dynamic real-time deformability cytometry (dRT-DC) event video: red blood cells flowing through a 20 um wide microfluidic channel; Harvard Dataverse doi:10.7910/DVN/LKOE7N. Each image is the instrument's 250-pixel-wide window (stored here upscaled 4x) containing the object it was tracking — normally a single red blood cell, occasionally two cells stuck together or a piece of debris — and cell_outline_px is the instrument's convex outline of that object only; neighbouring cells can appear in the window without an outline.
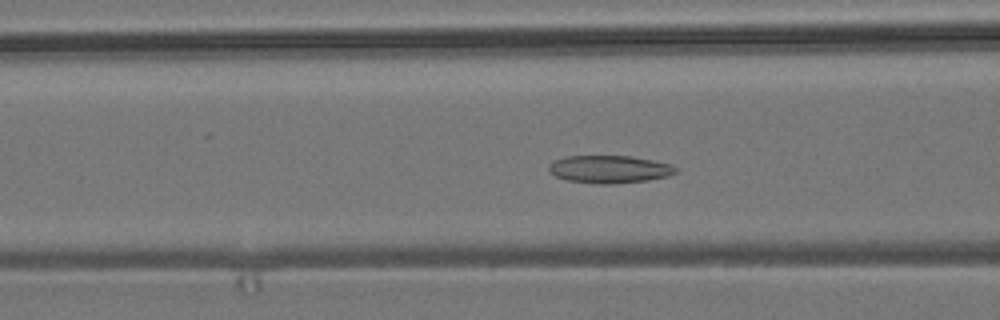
{"species": "common noctule bat (a hibernating species)", "species_latin": "Nyctalus noctula", "temperature_condition": "room temperature", "stored_images_in_passage": 54, "camera_frame_rate_fps": 3000, "um_per_image_px": 0.085, "animal": {"sex": "male", "body_mass_g": 19.2, "forearm_length_mm": 51.8}, "frame": {"image": 1, "passage_image": 19, "time_ms": 6.0, "image_size_px": [1000, 320], "cell_outline_px": [[676, 172], [668, 176], [648, 180], [608, 184], [596, 184], [568, 180], [556, 176], [548, 172], [548, 164], [552, 160], [564, 156], [632, 156], [672, 164], [676, 168]], "centroid_in_image_um": [51.75, 14.38], "position_along_channel_um": 114.8, "area_um2": 20.58}}
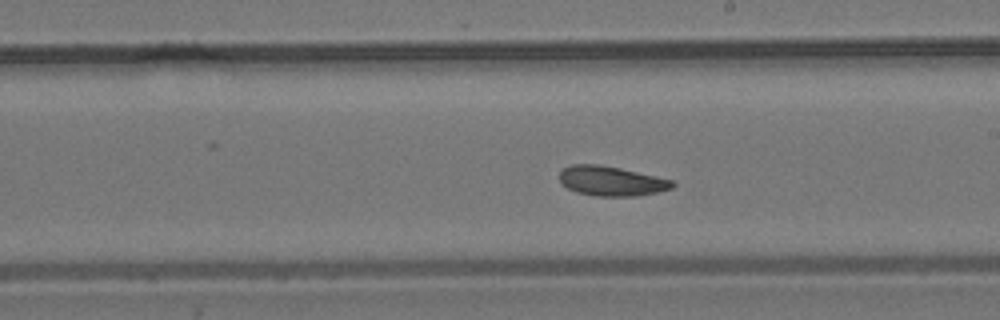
{"frame": {"image": 2, "passage_image": 29, "time_ms": 9.333, "image_size_px": [1000, 320], "cell_outline_px": [[676, 184], [672, 188], [656, 192], [636, 196], [596, 196], [576, 192], [560, 184], [560, 172], [564, 168], [572, 164], [600, 164], [620, 168], [656, 176], [672, 180]], "centroid_in_image_um": [51.94, 15.38], "position_along_channel_um": 237.1, "area_um2": 19.54}}
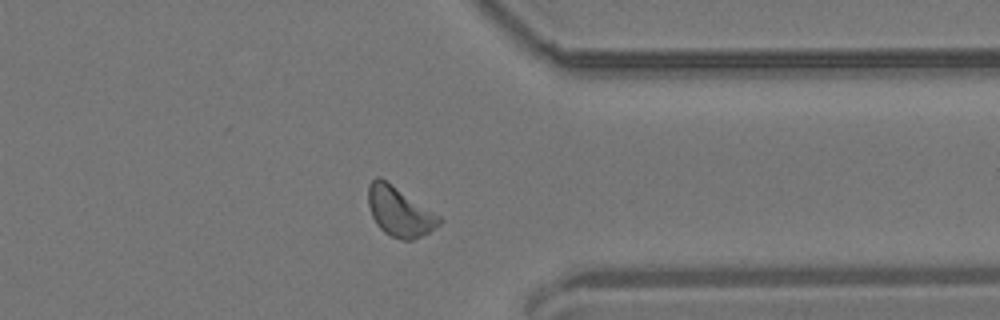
{"frame": {"image": 3, "passage_image": 41, "time_ms": 13.333, "image_size_px": [1000, 320], "cell_outline_px": [[444, 220], [440, 224], [428, 232], [412, 240], [404, 240], [392, 236], [384, 232], [376, 224], [372, 216], [368, 204], [368, 184], [376, 176], [380, 176], [440, 216]], "centroid_in_image_um": [33.94, 17.97], "position_along_channel_um": 377.5, "area_um2": 20.35}, "authors_computed_cell_mechanics": {"area_um2": 20.0277, "velocity_mm_per_s": 3.6721, "shape_relaxation_time_tau1_ms": 9.4383, "shape_relaxation_time_tau2_ms": 6.5017, "deformation_change_tau1": 0.1153, "deformation_change_tau2": 0.1169}}